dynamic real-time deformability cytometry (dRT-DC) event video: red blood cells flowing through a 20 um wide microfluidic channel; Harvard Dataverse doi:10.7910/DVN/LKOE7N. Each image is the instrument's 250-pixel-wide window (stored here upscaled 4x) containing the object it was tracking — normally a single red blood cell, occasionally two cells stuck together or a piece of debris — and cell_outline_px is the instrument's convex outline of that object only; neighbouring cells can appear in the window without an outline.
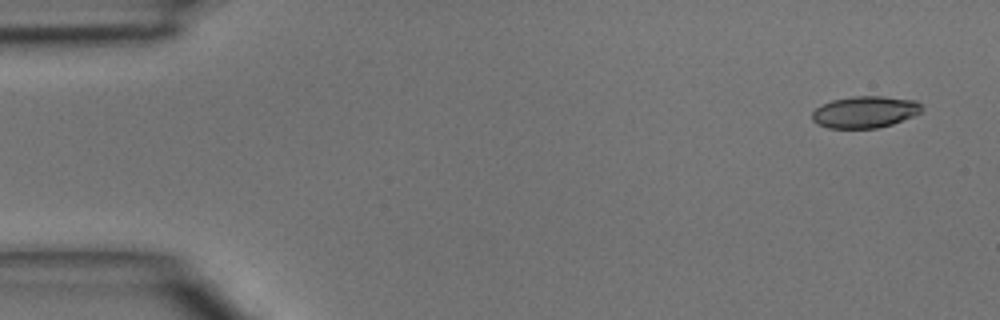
{"species": "common noctule bat (a hibernating species)", "species_latin": "Nyctalus noctula", "temperature_condition": "room temperature", "stored_images_in_passage": 4, "camera_frame_rate_fps": 3000, "um_per_image_px": 0.085, "animal": {"sex": "male", "body_mass_g": 15.6}, "frame": {"image": 1, "passage_image": 1, "time_ms": 0.0, "image_size_px": [1000, 320], "cell_outline_px": [[924, 108], [920, 112], [912, 116], [892, 124], [876, 128], [828, 128], [816, 124], [812, 120], [812, 112], [816, 108], [832, 100], [852, 96], [880, 96], [916, 100]], "centroid_in_image_um": [73.5, 9.52], "position_along_channel_um": 11.5, "area_um2": 20.23}}
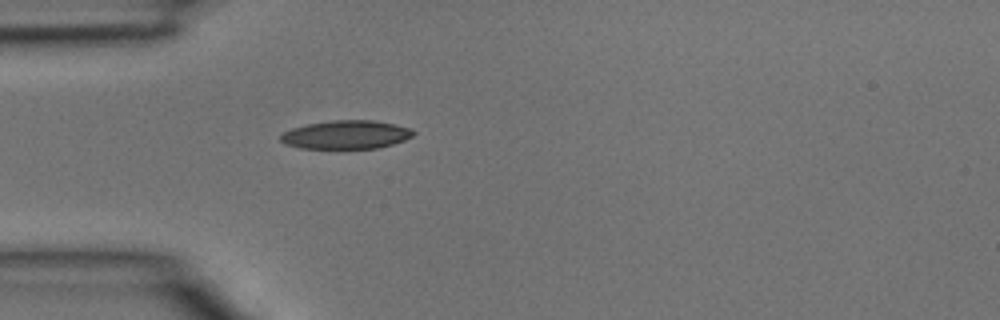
{"frame": {"image": 2, "passage_image": 4, "time_ms": 1.0, "image_size_px": [1000, 320], "cell_outline_px": [[416, 132], [412, 136], [404, 140], [392, 144], [376, 148], [300, 148], [284, 144], [280, 140], [280, 136], [284, 132], [292, 128], [308, 124], [332, 120], [372, 120], [412, 128]], "centroid_in_image_um": [29.41, 11.45], "position_along_channel_um": 55.6, "area_um2": 21.91}}